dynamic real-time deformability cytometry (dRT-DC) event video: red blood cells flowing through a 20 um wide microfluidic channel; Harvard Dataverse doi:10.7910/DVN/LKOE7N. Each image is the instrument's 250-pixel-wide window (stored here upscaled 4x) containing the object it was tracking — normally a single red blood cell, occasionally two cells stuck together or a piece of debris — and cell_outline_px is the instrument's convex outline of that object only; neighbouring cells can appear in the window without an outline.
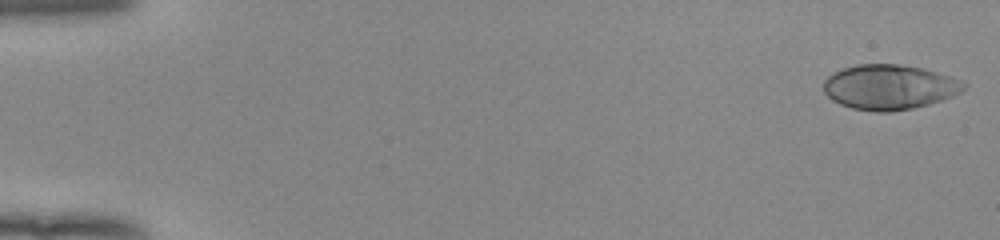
{"species": "human", "species_latin": "Homo sapiens", "temperature_condition": "room temperature", "stored_images_in_passage": 52, "camera_frame_rate_fps": 3000, "um_per_image_px": 0.085, "donor": {"sex": "female"}, "frame": {"image": 1, "passage_image": 1, "time_ms": 0.0, "image_size_px": [1000, 240], "cell_outline_px": [[968, 84], [960, 92], [944, 100], [912, 108], [888, 112], [876, 112], [852, 108], [840, 104], [832, 100], [824, 92], [824, 80], [828, 76], [844, 68], [856, 64], [900, 64], [924, 68], [952, 76]], "centroid_in_image_um": [75.62, 7.4], "position_along_channel_um": 9.4, "area_um2": 36.82}}
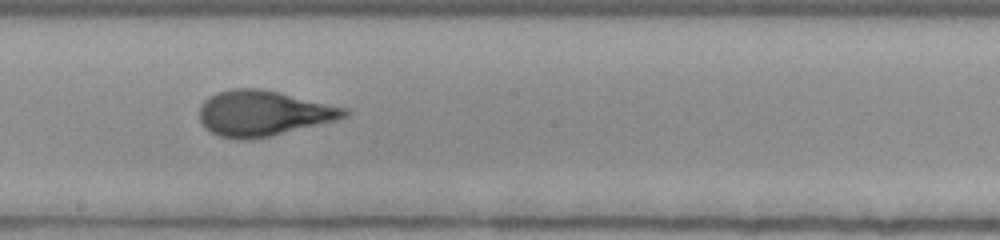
{"frame": {"image": 2, "passage_image": 30, "time_ms": 9.667, "image_size_px": [1000, 240], "cell_outline_px": [[348, 116], [336, 120], [268, 136], [244, 140], [240, 140], [220, 136], [204, 128], [200, 124], [200, 104], [208, 96], [216, 92], [232, 88], [260, 88], [280, 92], [348, 108]], "centroid_in_image_um": [22.34, 9.61], "position_along_channel_um": 225.9, "area_um2": 38.38}}
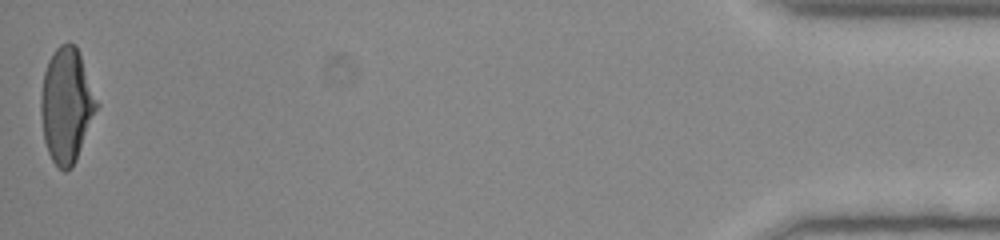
{"frame": {"image": 3, "passage_image": 52, "time_ms": 17.0, "image_size_px": [1000, 240], "cell_outline_px": [[100, 104], [76, 160], [72, 168], [64, 172], [52, 160], [48, 152], [44, 140], [40, 112], [40, 96], [44, 72], [48, 60], [56, 48], [60, 44], [68, 40], [76, 44], [80, 52]], "centroid_in_image_um": [5.67, 8.9], "position_along_channel_um": 429.5, "area_um2": 37.92}, "authors_computed_cell_mechanics": {"area_um2": 37.1654, "velocity_mm_per_s": 3.9672, "shape_relaxation_time_tau1_ms": 4.9063, "shape_relaxation_time_tau2_ms": null, "deformation_change_tau1": 0.2274, "deformation_change_tau2": null}}